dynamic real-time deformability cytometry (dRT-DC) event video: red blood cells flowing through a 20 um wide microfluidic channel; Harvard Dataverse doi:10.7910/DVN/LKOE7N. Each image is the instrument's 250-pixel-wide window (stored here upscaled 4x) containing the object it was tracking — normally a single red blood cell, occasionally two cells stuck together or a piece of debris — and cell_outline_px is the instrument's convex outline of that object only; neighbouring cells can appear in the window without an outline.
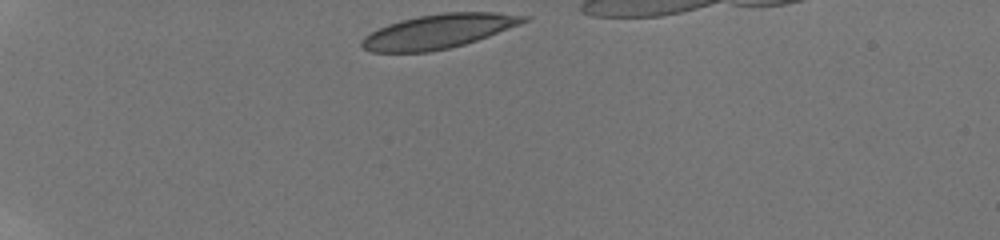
{"species": "human", "species_latin": "Homo sapiens", "temperature_condition": "room temperature", "stored_images_in_passage": 57, "camera_frame_rate_fps": 3000, "um_per_image_px": 0.085, "donor": {"sex": "male"}, "frame": {"image": 1, "passage_image": 1, "time_ms": 0.0, "image_size_px": [1000, 240], "cell_outline_px": [[532, 16], [528, 20], [520, 24], [488, 36], [464, 44], [448, 48], [428, 52], [372, 52], [364, 48], [360, 44], [360, 40], [364, 36], [388, 24], [420, 16], [444, 12], [492, 12]], "centroid_in_image_um": [37.28, 2.66], "position_along_channel_um": 47.7, "area_um2": 31.91}}
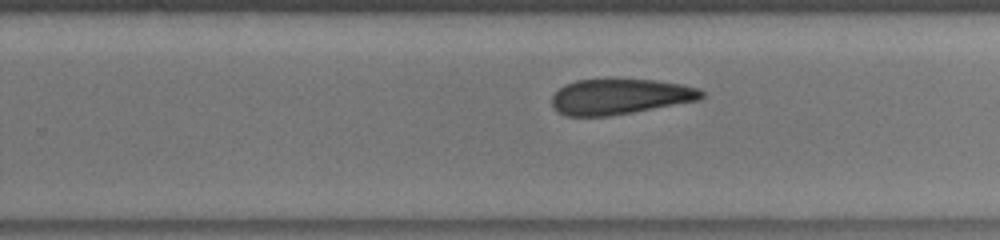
{"frame": {"image": 2, "passage_image": 32, "time_ms": 7.0, "image_size_px": [1000, 240], "cell_outline_px": [[704, 96], [700, 100], [632, 112], [608, 116], [564, 116], [556, 112], [552, 108], [552, 96], [564, 84], [576, 80], [656, 80], [680, 84], [696, 88], [704, 92]], "centroid_in_image_um": [52.65, 8.22], "position_along_channel_um": 277.1, "area_um2": 30.81}}
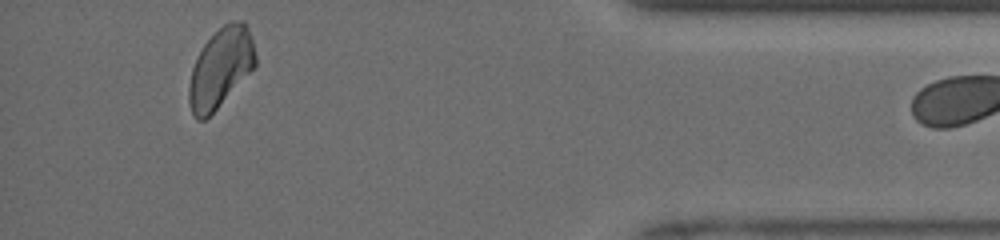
{"frame": {"image": 3, "passage_image": 55, "time_ms": 11.333, "image_size_px": [1000, 240], "cell_outline_px": [[256, 64], [216, 108], [204, 120], [196, 120], [192, 116], [188, 100], [188, 88], [192, 68], [196, 56], [204, 44], [228, 20], [244, 20], [252, 36], [256, 56]], "centroid_in_image_um": [18.73, 5.73], "position_along_channel_um": 416.5, "area_um2": 30.46}}